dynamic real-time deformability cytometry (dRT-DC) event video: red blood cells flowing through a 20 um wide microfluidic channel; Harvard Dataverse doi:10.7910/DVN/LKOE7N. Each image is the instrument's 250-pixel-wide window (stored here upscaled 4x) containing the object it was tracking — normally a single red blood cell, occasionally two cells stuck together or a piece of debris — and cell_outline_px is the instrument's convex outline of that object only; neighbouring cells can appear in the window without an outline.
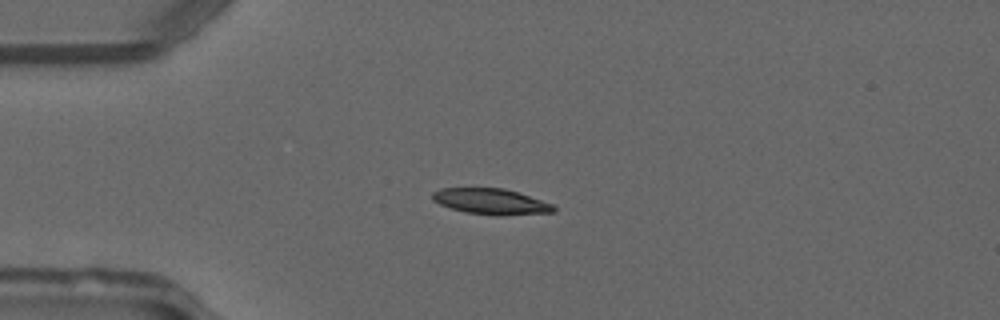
{"species": "common noctule bat (a hibernating species)", "species_latin": "Nyctalus noctula", "temperature_condition": "warm", "stored_images_in_passage": 49, "camera_frame_rate_fps": 3000, "um_per_image_px": 0.085, "animal": {"sex": "male", "forearm_length_mm": 52.5}, "frame": {"image": 1, "passage_image": 12, "time_ms": 3.667, "image_size_px": [1000, 320], "cell_outline_px": [[556, 212], [500, 216], [496, 216], [468, 212], [452, 208], [440, 204], [432, 200], [432, 192], [440, 188], [504, 188], [552, 204], [556, 208]], "centroid_in_image_um": [41.73, 17.13], "position_along_channel_um": 43.3, "area_um2": 18.09}}
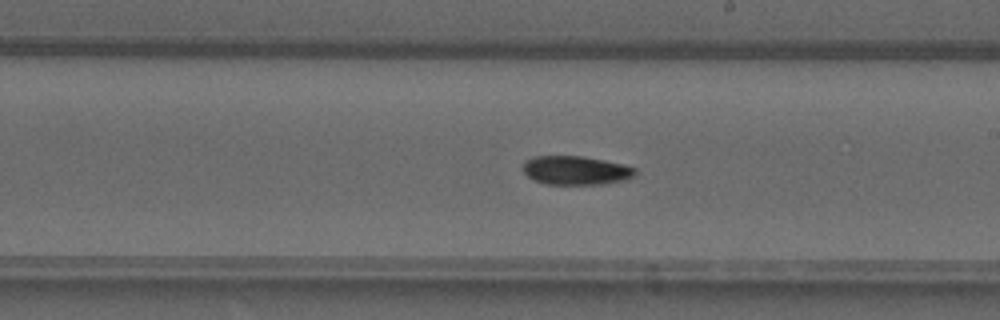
{"frame": {"image": 2, "passage_image": 28, "time_ms": 9.0, "image_size_px": [1000, 320], "cell_outline_px": [[636, 176], [628, 180], [608, 184], [548, 184], [532, 180], [520, 168], [524, 160], [532, 156], [584, 156], [604, 160], [636, 168]], "centroid_in_image_um": [48.93, 14.48], "position_along_channel_um": 240.1, "area_um2": 19.25}}
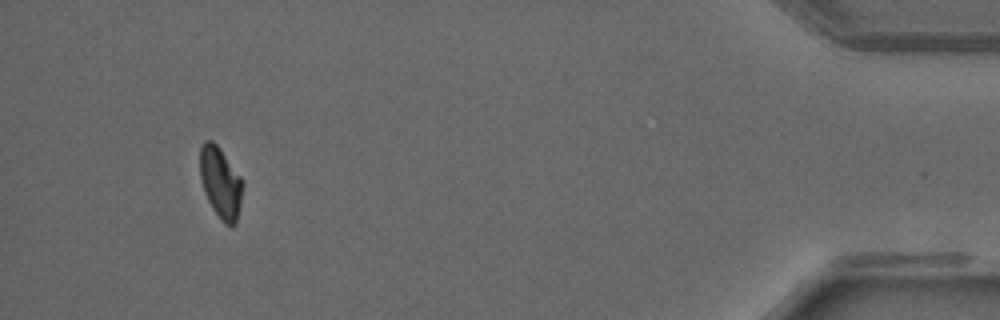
{"frame": {"image": 3, "passage_image": 46, "time_ms": 15.0, "image_size_px": [1000, 320], "cell_outline_px": [[244, 184], [236, 224], [232, 228], [224, 224], [212, 208], [204, 192], [200, 180], [200, 148], [204, 140], [212, 140], [220, 148], [240, 176]], "centroid_in_image_um": [18.74, 15.54], "position_along_channel_um": 416.5, "area_um2": 17.86}, "authors_computed_cell_mechanics": {"area_um2": 18.496, "velocity_mm_per_s": 4.123, "shape_relaxation_time_tau1_ms": 7.4743, "shape_relaxation_time_tau2_ms": null, "deformation_change_tau1": 0.1998, "deformation_change_tau2": null}}